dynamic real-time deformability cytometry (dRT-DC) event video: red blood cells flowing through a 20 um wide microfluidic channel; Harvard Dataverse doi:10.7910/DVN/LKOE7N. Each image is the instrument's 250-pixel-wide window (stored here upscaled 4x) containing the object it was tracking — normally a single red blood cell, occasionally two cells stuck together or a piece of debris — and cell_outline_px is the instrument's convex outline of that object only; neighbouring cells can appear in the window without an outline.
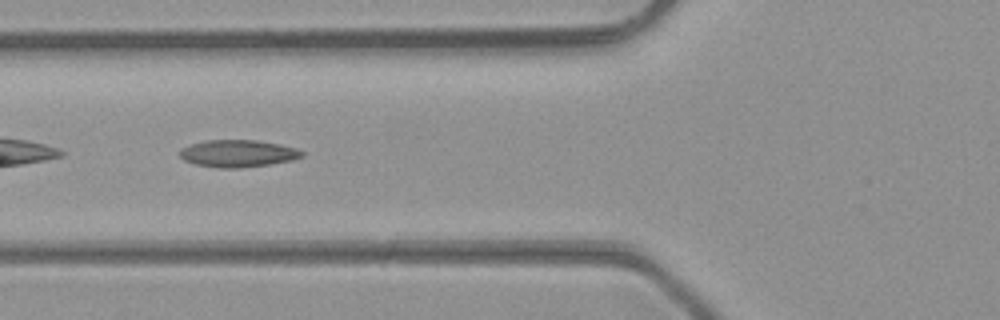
{"species": "common noctule bat (a hibernating species)", "species_latin": "Nyctalus noctula", "temperature_condition": "room temperature", "stored_images_in_passage": 30, "camera_frame_rate_fps": 3000, "um_per_image_px": 0.085, "animal": {"sex": "male", "body_mass_g": 23.1, "forearm_length_mm": 52.7}, "frame": {"image": 1, "passage_image": 4, "time_ms": 1.0, "image_size_px": [1000, 320], "cell_outline_px": [[304, 156], [292, 160], [272, 164], [240, 168], [216, 168], [196, 164], [184, 160], [180, 156], [180, 148], [204, 140], [256, 140], [280, 144], [296, 148], [304, 152]], "centroid_in_image_um": [20.24, 13.05], "position_along_channel_um": 105.6, "area_um2": 19.48}}
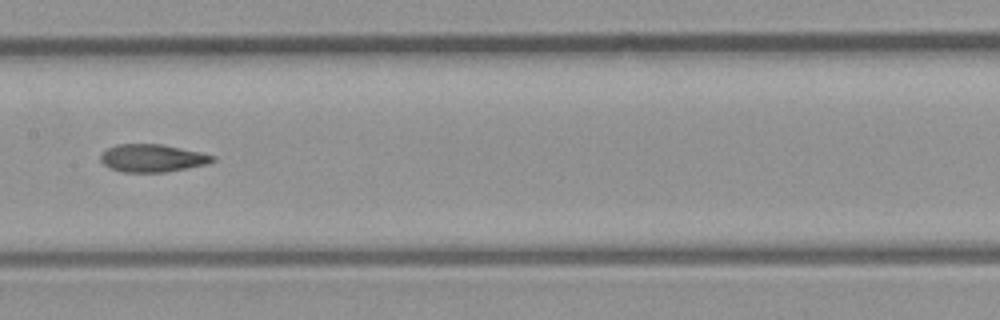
{"frame": {"image": 2, "passage_image": 10, "time_ms": 3.0, "image_size_px": [1000, 320], "cell_outline_px": [[216, 160], [208, 164], [164, 172], [124, 172], [112, 168], [104, 164], [100, 160], [100, 156], [108, 148], [116, 144], [160, 144], [200, 152], [216, 156]], "centroid_in_image_um": [12.97, 13.44], "position_along_channel_um": 194.4, "area_um2": 17.92}}
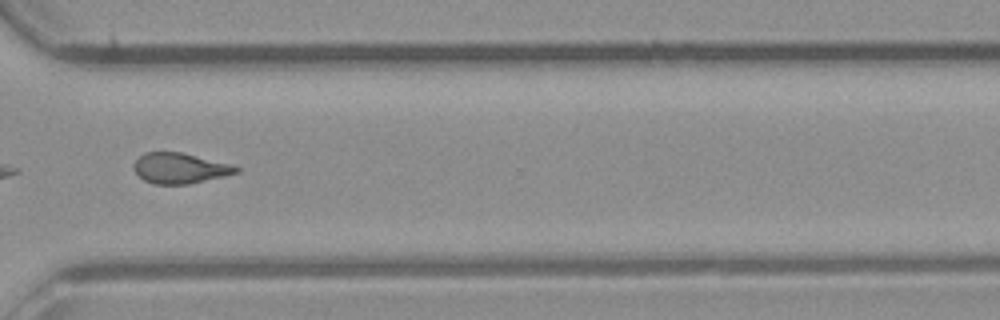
{"frame": {"image": 3, "passage_image": 21, "time_ms": 6.667, "image_size_px": [1000, 320], "cell_outline_px": [[240, 172], [224, 176], [188, 184], [156, 184], [144, 180], [132, 168], [132, 164], [144, 152], [180, 152], [228, 164], [240, 168]], "centroid_in_image_um": [15.25, 14.3], "position_along_channel_um": 355.4, "area_um2": 17.92}, "authors_computed_cell_mechanics": {"area_um2": 18.3515, "velocity_mm_per_s": 4.4004, "shape_relaxation_time_tau1_ms": null, "shape_relaxation_time_tau2_ms": 3.4565, "deformation_change_tau1": null, "deformation_change_tau2": 0.1127}}